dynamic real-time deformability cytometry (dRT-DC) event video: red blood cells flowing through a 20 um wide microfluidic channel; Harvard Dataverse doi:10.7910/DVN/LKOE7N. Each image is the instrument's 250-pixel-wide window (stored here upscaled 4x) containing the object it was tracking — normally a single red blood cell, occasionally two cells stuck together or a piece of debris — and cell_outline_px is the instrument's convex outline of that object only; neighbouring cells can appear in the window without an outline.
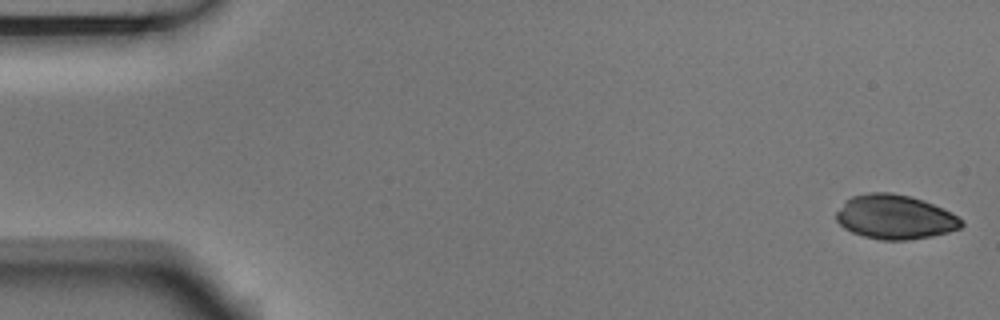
{"species": "Egyptian fruit bat (a non-hibernating species)", "species_latin": "Rousettus aegyptiacus", "temperature_condition": "room temperature", "stored_images_in_passage": 54, "camera_frame_rate_fps": 3000, "um_per_image_px": 0.085, "animal": {"sex": "male"}, "frame": {"image": 1, "passage_image": 1, "time_ms": 0.0, "image_size_px": [1000, 320], "cell_outline_px": [[964, 224], [960, 228], [948, 232], [932, 236], [908, 240], [884, 240], [864, 236], [852, 232], [844, 228], [836, 220], [836, 212], [844, 200], [852, 196], [868, 192], [892, 192], [912, 196], [924, 200], [952, 212]], "centroid_in_image_um": [76.05, 18.43], "position_along_channel_um": 8.9, "area_um2": 32.48}}
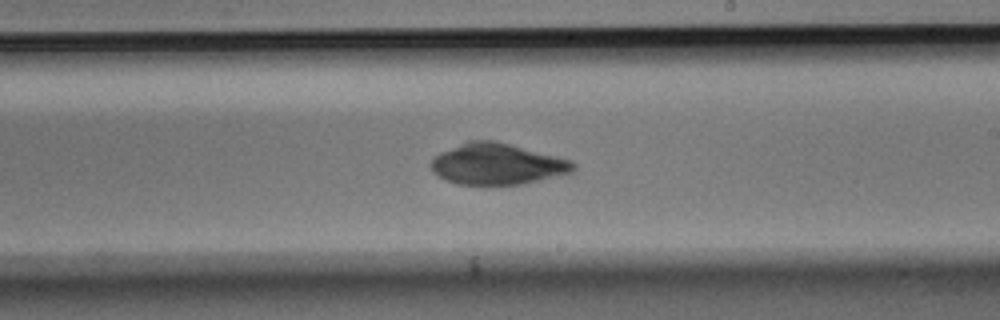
{"frame": {"image": 2, "passage_image": 31, "time_ms": 10.0, "image_size_px": [1000, 320], "cell_outline_px": [[576, 168], [572, 172], [524, 184], [456, 184], [444, 180], [432, 168], [432, 156], [440, 152], [468, 140], [492, 140], [572, 160], [576, 164]], "centroid_in_image_um": [42.26, 13.94], "position_along_channel_um": 246.7, "area_um2": 33.81}}
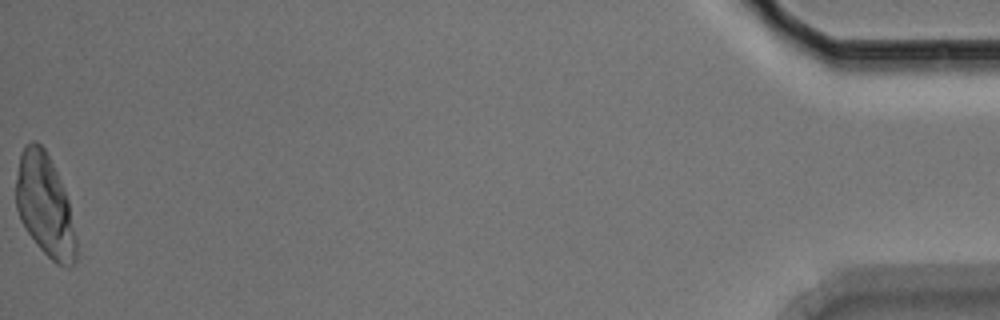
{"frame": {"image": 3, "passage_image": 54, "time_ms": 17.667, "image_size_px": [1000, 320], "cell_outline_px": [[76, 260], [68, 268], [64, 268], [56, 264], [36, 244], [20, 220], [16, 208], [16, 180], [20, 152], [24, 144], [32, 140], [36, 140], [44, 148], [64, 188], [68, 200], [76, 240]], "centroid_in_image_um": [3.8, 17.46], "position_along_channel_um": 431.4, "area_um2": 35.84}}